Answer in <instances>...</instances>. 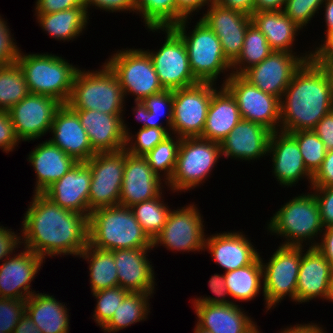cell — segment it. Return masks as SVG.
Returning <instances> with one entry per match:
<instances>
[{
  "label": "cell",
  "instance_id": "obj_6",
  "mask_svg": "<svg viewBox=\"0 0 333 333\" xmlns=\"http://www.w3.org/2000/svg\"><path fill=\"white\" fill-rule=\"evenodd\" d=\"M267 225L271 234L286 239L281 243L283 246H304L303 242L308 241L306 245L315 247L318 241L314 239L318 238L317 235L320 237L324 230L319 205L312 192L303 193L284 203Z\"/></svg>",
  "mask_w": 333,
  "mask_h": 333
},
{
  "label": "cell",
  "instance_id": "obj_57",
  "mask_svg": "<svg viewBox=\"0 0 333 333\" xmlns=\"http://www.w3.org/2000/svg\"><path fill=\"white\" fill-rule=\"evenodd\" d=\"M313 131L324 143L327 151L333 150V110L316 124Z\"/></svg>",
  "mask_w": 333,
  "mask_h": 333
},
{
  "label": "cell",
  "instance_id": "obj_9",
  "mask_svg": "<svg viewBox=\"0 0 333 333\" xmlns=\"http://www.w3.org/2000/svg\"><path fill=\"white\" fill-rule=\"evenodd\" d=\"M105 63L116 74L124 96L133 94L134 101H143L165 90L149 54L141 48L118 50Z\"/></svg>",
  "mask_w": 333,
  "mask_h": 333
},
{
  "label": "cell",
  "instance_id": "obj_16",
  "mask_svg": "<svg viewBox=\"0 0 333 333\" xmlns=\"http://www.w3.org/2000/svg\"><path fill=\"white\" fill-rule=\"evenodd\" d=\"M313 51L301 56H296V52L272 51L268 57L246 70L242 76L261 91L281 100L294 73L305 61L313 58Z\"/></svg>",
  "mask_w": 333,
  "mask_h": 333
},
{
  "label": "cell",
  "instance_id": "obj_42",
  "mask_svg": "<svg viewBox=\"0 0 333 333\" xmlns=\"http://www.w3.org/2000/svg\"><path fill=\"white\" fill-rule=\"evenodd\" d=\"M180 142V137L170 134L144 156L152 171L157 176L164 177V184L170 180L174 172Z\"/></svg>",
  "mask_w": 333,
  "mask_h": 333
},
{
  "label": "cell",
  "instance_id": "obj_56",
  "mask_svg": "<svg viewBox=\"0 0 333 333\" xmlns=\"http://www.w3.org/2000/svg\"><path fill=\"white\" fill-rule=\"evenodd\" d=\"M11 230V228L7 229L3 225L0 226V262H3L10 255L12 256L15 250L20 248L19 245H22L21 236H19L21 233L15 234L16 232Z\"/></svg>",
  "mask_w": 333,
  "mask_h": 333
},
{
  "label": "cell",
  "instance_id": "obj_62",
  "mask_svg": "<svg viewBox=\"0 0 333 333\" xmlns=\"http://www.w3.org/2000/svg\"><path fill=\"white\" fill-rule=\"evenodd\" d=\"M286 0H255L254 12L283 11Z\"/></svg>",
  "mask_w": 333,
  "mask_h": 333
},
{
  "label": "cell",
  "instance_id": "obj_63",
  "mask_svg": "<svg viewBox=\"0 0 333 333\" xmlns=\"http://www.w3.org/2000/svg\"><path fill=\"white\" fill-rule=\"evenodd\" d=\"M323 326L317 325V323L308 324H296L294 326L286 327L279 333H327L322 328Z\"/></svg>",
  "mask_w": 333,
  "mask_h": 333
},
{
  "label": "cell",
  "instance_id": "obj_22",
  "mask_svg": "<svg viewBox=\"0 0 333 333\" xmlns=\"http://www.w3.org/2000/svg\"><path fill=\"white\" fill-rule=\"evenodd\" d=\"M161 177L157 176L144 156L125 151V167L119 205L132 207L158 197L162 193Z\"/></svg>",
  "mask_w": 333,
  "mask_h": 333
},
{
  "label": "cell",
  "instance_id": "obj_14",
  "mask_svg": "<svg viewBox=\"0 0 333 333\" xmlns=\"http://www.w3.org/2000/svg\"><path fill=\"white\" fill-rule=\"evenodd\" d=\"M199 211L194 203L170 210L163 229L152 241V248L163 245L167 250L183 253L206 251L207 235Z\"/></svg>",
  "mask_w": 333,
  "mask_h": 333
},
{
  "label": "cell",
  "instance_id": "obj_68",
  "mask_svg": "<svg viewBox=\"0 0 333 333\" xmlns=\"http://www.w3.org/2000/svg\"><path fill=\"white\" fill-rule=\"evenodd\" d=\"M193 330H194V333H211V332H209V331H206V330L202 329V328L199 327L197 324H196L195 329H193Z\"/></svg>",
  "mask_w": 333,
  "mask_h": 333
},
{
  "label": "cell",
  "instance_id": "obj_67",
  "mask_svg": "<svg viewBox=\"0 0 333 333\" xmlns=\"http://www.w3.org/2000/svg\"><path fill=\"white\" fill-rule=\"evenodd\" d=\"M326 71L333 90V60H316Z\"/></svg>",
  "mask_w": 333,
  "mask_h": 333
},
{
  "label": "cell",
  "instance_id": "obj_26",
  "mask_svg": "<svg viewBox=\"0 0 333 333\" xmlns=\"http://www.w3.org/2000/svg\"><path fill=\"white\" fill-rule=\"evenodd\" d=\"M153 249L114 250L115 265L118 273V286L129 292L154 293L155 274L147 258Z\"/></svg>",
  "mask_w": 333,
  "mask_h": 333
},
{
  "label": "cell",
  "instance_id": "obj_20",
  "mask_svg": "<svg viewBox=\"0 0 333 333\" xmlns=\"http://www.w3.org/2000/svg\"><path fill=\"white\" fill-rule=\"evenodd\" d=\"M43 260L25 247L6 258L0 264V298L26 300L34 294L30 284L42 269Z\"/></svg>",
  "mask_w": 333,
  "mask_h": 333
},
{
  "label": "cell",
  "instance_id": "obj_41",
  "mask_svg": "<svg viewBox=\"0 0 333 333\" xmlns=\"http://www.w3.org/2000/svg\"><path fill=\"white\" fill-rule=\"evenodd\" d=\"M136 14H141L145 27L166 28L177 24L176 0H135Z\"/></svg>",
  "mask_w": 333,
  "mask_h": 333
},
{
  "label": "cell",
  "instance_id": "obj_45",
  "mask_svg": "<svg viewBox=\"0 0 333 333\" xmlns=\"http://www.w3.org/2000/svg\"><path fill=\"white\" fill-rule=\"evenodd\" d=\"M129 291L121 288L120 286L114 288H107L92 293V296L97 299L95 310L92 319L96 322L101 329L110 321L115 310L123 302L125 296Z\"/></svg>",
  "mask_w": 333,
  "mask_h": 333
},
{
  "label": "cell",
  "instance_id": "obj_21",
  "mask_svg": "<svg viewBox=\"0 0 333 333\" xmlns=\"http://www.w3.org/2000/svg\"><path fill=\"white\" fill-rule=\"evenodd\" d=\"M270 153V154H269ZM272 157L274 178L279 185L287 188L296 186L302 178L308 179L312 186L313 175L307 170L303 162L299 145L296 140L286 132H271L268 144V154Z\"/></svg>",
  "mask_w": 333,
  "mask_h": 333
},
{
  "label": "cell",
  "instance_id": "obj_39",
  "mask_svg": "<svg viewBox=\"0 0 333 333\" xmlns=\"http://www.w3.org/2000/svg\"><path fill=\"white\" fill-rule=\"evenodd\" d=\"M29 93L26 78L17 62L0 66V110L8 111Z\"/></svg>",
  "mask_w": 333,
  "mask_h": 333
},
{
  "label": "cell",
  "instance_id": "obj_47",
  "mask_svg": "<svg viewBox=\"0 0 333 333\" xmlns=\"http://www.w3.org/2000/svg\"><path fill=\"white\" fill-rule=\"evenodd\" d=\"M325 0H286L283 12L298 27L303 29L322 8Z\"/></svg>",
  "mask_w": 333,
  "mask_h": 333
},
{
  "label": "cell",
  "instance_id": "obj_19",
  "mask_svg": "<svg viewBox=\"0 0 333 333\" xmlns=\"http://www.w3.org/2000/svg\"><path fill=\"white\" fill-rule=\"evenodd\" d=\"M303 250L297 277L296 302H310L314 298L331 301L333 268L316 247ZM305 252V253H304ZM310 300V301H309Z\"/></svg>",
  "mask_w": 333,
  "mask_h": 333
},
{
  "label": "cell",
  "instance_id": "obj_54",
  "mask_svg": "<svg viewBox=\"0 0 333 333\" xmlns=\"http://www.w3.org/2000/svg\"><path fill=\"white\" fill-rule=\"evenodd\" d=\"M35 13H54L70 8L86 7L85 0H36Z\"/></svg>",
  "mask_w": 333,
  "mask_h": 333
},
{
  "label": "cell",
  "instance_id": "obj_30",
  "mask_svg": "<svg viewBox=\"0 0 333 333\" xmlns=\"http://www.w3.org/2000/svg\"><path fill=\"white\" fill-rule=\"evenodd\" d=\"M27 160L36 173V184L33 193H43L77 163L74 158L67 155L50 140L38 144L29 153Z\"/></svg>",
  "mask_w": 333,
  "mask_h": 333
},
{
  "label": "cell",
  "instance_id": "obj_29",
  "mask_svg": "<svg viewBox=\"0 0 333 333\" xmlns=\"http://www.w3.org/2000/svg\"><path fill=\"white\" fill-rule=\"evenodd\" d=\"M239 306L236 303L194 304L197 325L211 333H260L259 326Z\"/></svg>",
  "mask_w": 333,
  "mask_h": 333
},
{
  "label": "cell",
  "instance_id": "obj_28",
  "mask_svg": "<svg viewBox=\"0 0 333 333\" xmlns=\"http://www.w3.org/2000/svg\"><path fill=\"white\" fill-rule=\"evenodd\" d=\"M74 111L95 153L116 152L125 148L123 115H110L95 110Z\"/></svg>",
  "mask_w": 333,
  "mask_h": 333
},
{
  "label": "cell",
  "instance_id": "obj_1",
  "mask_svg": "<svg viewBox=\"0 0 333 333\" xmlns=\"http://www.w3.org/2000/svg\"><path fill=\"white\" fill-rule=\"evenodd\" d=\"M22 221L21 244L41 258L79 256L88 246L89 215L61 208L34 193Z\"/></svg>",
  "mask_w": 333,
  "mask_h": 333
},
{
  "label": "cell",
  "instance_id": "obj_7",
  "mask_svg": "<svg viewBox=\"0 0 333 333\" xmlns=\"http://www.w3.org/2000/svg\"><path fill=\"white\" fill-rule=\"evenodd\" d=\"M188 19L191 18H185L171 28L186 45L189 66L194 77L199 82L216 84L221 73L232 70V64L224 56L219 38L201 18L194 29L187 33Z\"/></svg>",
  "mask_w": 333,
  "mask_h": 333
},
{
  "label": "cell",
  "instance_id": "obj_52",
  "mask_svg": "<svg viewBox=\"0 0 333 333\" xmlns=\"http://www.w3.org/2000/svg\"><path fill=\"white\" fill-rule=\"evenodd\" d=\"M19 139L14 132L13 123L8 111L0 110V148L9 153L18 147Z\"/></svg>",
  "mask_w": 333,
  "mask_h": 333
},
{
  "label": "cell",
  "instance_id": "obj_60",
  "mask_svg": "<svg viewBox=\"0 0 333 333\" xmlns=\"http://www.w3.org/2000/svg\"><path fill=\"white\" fill-rule=\"evenodd\" d=\"M220 6L239 11L248 16L254 13V2L255 0H214Z\"/></svg>",
  "mask_w": 333,
  "mask_h": 333
},
{
  "label": "cell",
  "instance_id": "obj_32",
  "mask_svg": "<svg viewBox=\"0 0 333 333\" xmlns=\"http://www.w3.org/2000/svg\"><path fill=\"white\" fill-rule=\"evenodd\" d=\"M65 304L55 296L34 293L26 299L25 312L42 333H69V315Z\"/></svg>",
  "mask_w": 333,
  "mask_h": 333
},
{
  "label": "cell",
  "instance_id": "obj_3",
  "mask_svg": "<svg viewBox=\"0 0 333 333\" xmlns=\"http://www.w3.org/2000/svg\"><path fill=\"white\" fill-rule=\"evenodd\" d=\"M88 244L107 251L153 249L152 240L136 220L132 209L120 205L91 211Z\"/></svg>",
  "mask_w": 333,
  "mask_h": 333
},
{
  "label": "cell",
  "instance_id": "obj_4",
  "mask_svg": "<svg viewBox=\"0 0 333 333\" xmlns=\"http://www.w3.org/2000/svg\"><path fill=\"white\" fill-rule=\"evenodd\" d=\"M100 70L79 69L66 103L73 110H95L110 115H123L125 97L116 74L103 63Z\"/></svg>",
  "mask_w": 333,
  "mask_h": 333
},
{
  "label": "cell",
  "instance_id": "obj_35",
  "mask_svg": "<svg viewBox=\"0 0 333 333\" xmlns=\"http://www.w3.org/2000/svg\"><path fill=\"white\" fill-rule=\"evenodd\" d=\"M78 257L88 261L91 293L118 286V273L112 251L100 250L88 244Z\"/></svg>",
  "mask_w": 333,
  "mask_h": 333
},
{
  "label": "cell",
  "instance_id": "obj_43",
  "mask_svg": "<svg viewBox=\"0 0 333 333\" xmlns=\"http://www.w3.org/2000/svg\"><path fill=\"white\" fill-rule=\"evenodd\" d=\"M124 121L125 120H123V133L126 138L124 149L133 155L145 156L171 134V128L140 127L136 135H132L129 130L130 128H127V123Z\"/></svg>",
  "mask_w": 333,
  "mask_h": 333
},
{
  "label": "cell",
  "instance_id": "obj_25",
  "mask_svg": "<svg viewBox=\"0 0 333 333\" xmlns=\"http://www.w3.org/2000/svg\"><path fill=\"white\" fill-rule=\"evenodd\" d=\"M271 131L266 127L241 119L220 143L221 155L235 160H259L268 154Z\"/></svg>",
  "mask_w": 333,
  "mask_h": 333
},
{
  "label": "cell",
  "instance_id": "obj_55",
  "mask_svg": "<svg viewBox=\"0 0 333 333\" xmlns=\"http://www.w3.org/2000/svg\"><path fill=\"white\" fill-rule=\"evenodd\" d=\"M333 186V150L327 151L321 167L313 175L311 187Z\"/></svg>",
  "mask_w": 333,
  "mask_h": 333
},
{
  "label": "cell",
  "instance_id": "obj_64",
  "mask_svg": "<svg viewBox=\"0 0 333 333\" xmlns=\"http://www.w3.org/2000/svg\"><path fill=\"white\" fill-rule=\"evenodd\" d=\"M13 333H42L29 315L24 312L20 317Z\"/></svg>",
  "mask_w": 333,
  "mask_h": 333
},
{
  "label": "cell",
  "instance_id": "obj_11",
  "mask_svg": "<svg viewBox=\"0 0 333 333\" xmlns=\"http://www.w3.org/2000/svg\"><path fill=\"white\" fill-rule=\"evenodd\" d=\"M163 31L165 42L157 51L145 50L153 63L159 81L165 90L187 88L199 83L189 66L188 52L183 39L171 28H147Z\"/></svg>",
  "mask_w": 333,
  "mask_h": 333
},
{
  "label": "cell",
  "instance_id": "obj_31",
  "mask_svg": "<svg viewBox=\"0 0 333 333\" xmlns=\"http://www.w3.org/2000/svg\"><path fill=\"white\" fill-rule=\"evenodd\" d=\"M212 93L205 126L200 138L221 143L242 119L236 100L223 86Z\"/></svg>",
  "mask_w": 333,
  "mask_h": 333
},
{
  "label": "cell",
  "instance_id": "obj_61",
  "mask_svg": "<svg viewBox=\"0 0 333 333\" xmlns=\"http://www.w3.org/2000/svg\"><path fill=\"white\" fill-rule=\"evenodd\" d=\"M315 60H333V35L313 51Z\"/></svg>",
  "mask_w": 333,
  "mask_h": 333
},
{
  "label": "cell",
  "instance_id": "obj_48",
  "mask_svg": "<svg viewBox=\"0 0 333 333\" xmlns=\"http://www.w3.org/2000/svg\"><path fill=\"white\" fill-rule=\"evenodd\" d=\"M26 300L0 298V331L13 333L25 312Z\"/></svg>",
  "mask_w": 333,
  "mask_h": 333
},
{
  "label": "cell",
  "instance_id": "obj_65",
  "mask_svg": "<svg viewBox=\"0 0 333 333\" xmlns=\"http://www.w3.org/2000/svg\"><path fill=\"white\" fill-rule=\"evenodd\" d=\"M322 5L325 8L324 19L326 23L325 26L327 27L326 33H324L326 38L323 41L324 43L331 35H333V0H325Z\"/></svg>",
  "mask_w": 333,
  "mask_h": 333
},
{
  "label": "cell",
  "instance_id": "obj_59",
  "mask_svg": "<svg viewBox=\"0 0 333 333\" xmlns=\"http://www.w3.org/2000/svg\"><path fill=\"white\" fill-rule=\"evenodd\" d=\"M321 236V242H318L315 247L324 255L333 268V226L324 228Z\"/></svg>",
  "mask_w": 333,
  "mask_h": 333
},
{
  "label": "cell",
  "instance_id": "obj_53",
  "mask_svg": "<svg viewBox=\"0 0 333 333\" xmlns=\"http://www.w3.org/2000/svg\"><path fill=\"white\" fill-rule=\"evenodd\" d=\"M85 6L88 17V8H91L92 6L112 13L120 11H133L134 14V12L136 11L135 0H85Z\"/></svg>",
  "mask_w": 333,
  "mask_h": 333
},
{
  "label": "cell",
  "instance_id": "obj_8",
  "mask_svg": "<svg viewBox=\"0 0 333 333\" xmlns=\"http://www.w3.org/2000/svg\"><path fill=\"white\" fill-rule=\"evenodd\" d=\"M220 143L200 137L181 138L174 172L165 184L171 191H189L204 183L221 157Z\"/></svg>",
  "mask_w": 333,
  "mask_h": 333
},
{
  "label": "cell",
  "instance_id": "obj_5",
  "mask_svg": "<svg viewBox=\"0 0 333 333\" xmlns=\"http://www.w3.org/2000/svg\"><path fill=\"white\" fill-rule=\"evenodd\" d=\"M16 62L26 78L29 92L50 96L61 104L69 100L78 68L55 54H24L19 50Z\"/></svg>",
  "mask_w": 333,
  "mask_h": 333
},
{
  "label": "cell",
  "instance_id": "obj_69",
  "mask_svg": "<svg viewBox=\"0 0 333 333\" xmlns=\"http://www.w3.org/2000/svg\"><path fill=\"white\" fill-rule=\"evenodd\" d=\"M331 302H333V285H332V297H331Z\"/></svg>",
  "mask_w": 333,
  "mask_h": 333
},
{
  "label": "cell",
  "instance_id": "obj_58",
  "mask_svg": "<svg viewBox=\"0 0 333 333\" xmlns=\"http://www.w3.org/2000/svg\"><path fill=\"white\" fill-rule=\"evenodd\" d=\"M214 0H176L177 3V24L185 18L192 17V13L199 12L206 5H210ZM210 2V3H209Z\"/></svg>",
  "mask_w": 333,
  "mask_h": 333
},
{
  "label": "cell",
  "instance_id": "obj_33",
  "mask_svg": "<svg viewBox=\"0 0 333 333\" xmlns=\"http://www.w3.org/2000/svg\"><path fill=\"white\" fill-rule=\"evenodd\" d=\"M252 23L264 34L273 51L293 53V42L302 30L283 11L254 12Z\"/></svg>",
  "mask_w": 333,
  "mask_h": 333
},
{
  "label": "cell",
  "instance_id": "obj_2",
  "mask_svg": "<svg viewBox=\"0 0 333 333\" xmlns=\"http://www.w3.org/2000/svg\"><path fill=\"white\" fill-rule=\"evenodd\" d=\"M280 103V131L286 133L313 130L333 110L329 77L314 58L294 73Z\"/></svg>",
  "mask_w": 333,
  "mask_h": 333
},
{
  "label": "cell",
  "instance_id": "obj_15",
  "mask_svg": "<svg viewBox=\"0 0 333 333\" xmlns=\"http://www.w3.org/2000/svg\"><path fill=\"white\" fill-rule=\"evenodd\" d=\"M86 164L90 167L92 174L89 215L94 209L119 205L125 167V149L96 153Z\"/></svg>",
  "mask_w": 333,
  "mask_h": 333
},
{
  "label": "cell",
  "instance_id": "obj_37",
  "mask_svg": "<svg viewBox=\"0 0 333 333\" xmlns=\"http://www.w3.org/2000/svg\"><path fill=\"white\" fill-rule=\"evenodd\" d=\"M153 294L129 292L115 310L110 321L102 328L106 333H115L131 324L145 321L150 313L149 299Z\"/></svg>",
  "mask_w": 333,
  "mask_h": 333
},
{
  "label": "cell",
  "instance_id": "obj_34",
  "mask_svg": "<svg viewBox=\"0 0 333 333\" xmlns=\"http://www.w3.org/2000/svg\"><path fill=\"white\" fill-rule=\"evenodd\" d=\"M35 16L46 34L63 42L77 39L85 30L89 20L86 7L70 8L49 14L36 13Z\"/></svg>",
  "mask_w": 333,
  "mask_h": 333
},
{
  "label": "cell",
  "instance_id": "obj_13",
  "mask_svg": "<svg viewBox=\"0 0 333 333\" xmlns=\"http://www.w3.org/2000/svg\"><path fill=\"white\" fill-rule=\"evenodd\" d=\"M228 74L222 85L236 100L242 119L258 123L271 132L280 131V99L261 91L242 75Z\"/></svg>",
  "mask_w": 333,
  "mask_h": 333
},
{
  "label": "cell",
  "instance_id": "obj_23",
  "mask_svg": "<svg viewBox=\"0 0 333 333\" xmlns=\"http://www.w3.org/2000/svg\"><path fill=\"white\" fill-rule=\"evenodd\" d=\"M91 179V169L86 162H77L43 194L61 208L89 215Z\"/></svg>",
  "mask_w": 333,
  "mask_h": 333
},
{
  "label": "cell",
  "instance_id": "obj_66",
  "mask_svg": "<svg viewBox=\"0 0 333 333\" xmlns=\"http://www.w3.org/2000/svg\"><path fill=\"white\" fill-rule=\"evenodd\" d=\"M133 113L135 119L138 122H143L142 127H147V107L142 101H135V107H133Z\"/></svg>",
  "mask_w": 333,
  "mask_h": 333
},
{
  "label": "cell",
  "instance_id": "obj_51",
  "mask_svg": "<svg viewBox=\"0 0 333 333\" xmlns=\"http://www.w3.org/2000/svg\"><path fill=\"white\" fill-rule=\"evenodd\" d=\"M320 209L321 221L324 228L333 226V186L310 187Z\"/></svg>",
  "mask_w": 333,
  "mask_h": 333
},
{
  "label": "cell",
  "instance_id": "obj_50",
  "mask_svg": "<svg viewBox=\"0 0 333 333\" xmlns=\"http://www.w3.org/2000/svg\"><path fill=\"white\" fill-rule=\"evenodd\" d=\"M210 291L215 295V297H198L194 298L193 304H233L236 303L228 299L226 300V295L228 294L224 274H214L209 280Z\"/></svg>",
  "mask_w": 333,
  "mask_h": 333
},
{
  "label": "cell",
  "instance_id": "obj_12",
  "mask_svg": "<svg viewBox=\"0 0 333 333\" xmlns=\"http://www.w3.org/2000/svg\"><path fill=\"white\" fill-rule=\"evenodd\" d=\"M215 83L199 82L196 85L173 90L171 133L180 138L201 137L205 126Z\"/></svg>",
  "mask_w": 333,
  "mask_h": 333
},
{
  "label": "cell",
  "instance_id": "obj_17",
  "mask_svg": "<svg viewBox=\"0 0 333 333\" xmlns=\"http://www.w3.org/2000/svg\"><path fill=\"white\" fill-rule=\"evenodd\" d=\"M62 104L50 96L29 93L8 110L19 141H31L50 132L55 112Z\"/></svg>",
  "mask_w": 333,
  "mask_h": 333
},
{
  "label": "cell",
  "instance_id": "obj_10",
  "mask_svg": "<svg viewBox=\"0 0 333 333\" xmlns=\"http://www.w3.org/2000/svg\"><path fill=\"white\" fill-rule=\"evenodd\" d=\"M304 246H283L271 255L269 262L264 263L263 296L266 310L275 308L286 296L296 302L297 277L300 269Z\"/></svg>",
  "mask_w": 333,
  "mask_h": 333
},
{
  "label": "cell",
  "instance_id": "obj_24",
  "mask_svg": "<svg viewBox=\"0 0 333 333\" xmlns=\"http://www.w3.org/2000/svg\"><path fill=\"white\" fill-rule=\"evenodd\" d=\"M50 132L49 140L77 162H87L96 154L77 113L67 104L55 112Z\"/></svg>",
  "mask_w": 333,
  "mask_h": 333
},
{
  "label": "cell",
  "instance_id": "obj_18",
  "mask_svg": "<svg viewBox=\"0 0 333 333\" xmlns=\"http://www.w3.org/2000/svg\"><path fill=\"white\" fill-rule=\"evenodd\" d=\"M207 8L200 18L219 38L223 54L232 64L241 53L251 16L224 8L214 1Z\"/></svg>",
  "mask_w": 333,
  "mask_h": 333
},
{
  "label": "cell",
  "instance_id": "obj_40",
  "mask_svg": "<svg viewBox=\"0 0 333 333\" xmlns=\"http://www.w3.org/2000/svg\"><path fill=\"white\" fill-rule=\"evenodd\" d=\"M161 196L162 193L158 197L130 207L136 220L152 241L163 229L171 210L169 206L164 204Z\"/></svg>",
  "mask_w": 333,
  "mask_h": 333
},
{
  "label": "cell",
  "instance_id": "obj_27",
  "mask_svg": "<svg viewBox=\"0 0 333 333\" xmlns=\"http://www.w3.org/2000/svg\"><path fill=\"white\" fill-rule=\"evenodd\" d=\"M245 236L240 231L215 233L206 238L204 249L225 269V273L233 271L252 264L260 256L258 249Z\"/></svg>",
  "mask_w": 333,
  "mask_h": 333
},
{
  "label": "cell",
  "instance_id": "obj_44",
  "mask_svg": "<svg viewBox=\"0 0 333 333\" xmlns=\"http://www.w3.org/2000/svg\"><path fill=\"white\" fill-rule=\"evenodd\" d=\"M300 148L307 170L314 175L321 167L327 150L324 143L313 130H302L289 133Z\"/></svg>",
  "mask_w": 333,
  "mask_h": 333
},
{
  "label": "cell",
  "instance_id": "obj_46",
  "mask_svg": "<svg viewBox=\"0 0 333 333\" xmlns=\"http://www.w3.org/2000/svg\"><path fill=\"white\" fill-rule=\"evenodd\" d=\"M147 107V127L171 128L173 115V91L164 90L142 101ZM166 116V126L158 121Z\"/></svg>",
  "mask_w": 333,
  "mask_h": 333
},
{
  "label": "cell",
  "instance_id": "obj_38",
  "mask_svg": "<svg viewBox=\"0 0 333 333\" xmlns=\"http://www.w3.org/2000/svg\"><path fill=\"white\" fill-rule=\"evenodd\" d=\"M272 51L264 34L251 22L245 34L241 53L232 63L231 73L242 75L252 66L262 62Z\"/></svg>",
  "mask_w": 333,
  "mask_h": 333
},
{
  "label": "cell",
  "instance_id": "obj_36",
  "mask_svg": "<svg viewBox=\"0 0 333 333\" xmlns=\"http://www.w3.org/2000/svg\"><path fill=\"white\" fill-rule=\"evenodd\" d=\"M224 278L230 297L246 302L253 300L263 289L261 256L252 264L224 273Z\"/></svg>",
  "mask_w": 333,
  "mask_h": 333
},
{
  "label": "cell",
  "instance_id": "obj_49",
  "mask_svg": "<svg viewBox=\"0 0 333 333\" xmlns=\"http://www.w3.org/2000/svg\"><path fill=\"white\" fill-rule=\"evenodd\" d=\"M6 22L0 15V66L15 63L20 49Z\"/></svg>",
  "mask_w": 333,
  "mask_h": 333
}]
</instances>
